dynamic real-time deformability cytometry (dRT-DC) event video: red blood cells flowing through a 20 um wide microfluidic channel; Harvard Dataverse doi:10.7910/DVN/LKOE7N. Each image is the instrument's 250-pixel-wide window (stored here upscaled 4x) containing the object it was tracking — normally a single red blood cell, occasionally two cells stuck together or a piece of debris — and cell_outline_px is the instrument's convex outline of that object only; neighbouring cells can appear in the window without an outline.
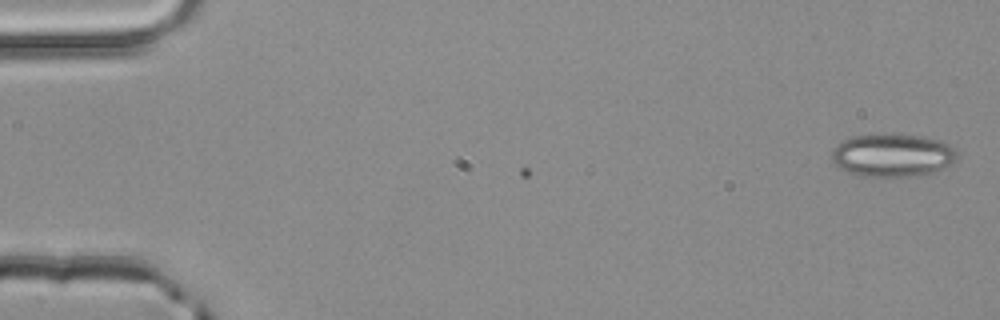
{"species": "common noctule bat (a hibernating species)", "species_latin": "Nyctalus noctula", "temperature_condition": "room temperature", "stored_images_in_passage": 3, "camera_frame_rate_fps": 3000, "um_per_image_px": 0.085, "animal": {"sex": "male", "body_mass_g": 20.4}, "frame": {"image": 1, "passage_image": 3, "time_ms": 0.667, "image_size_px": [1000, 320], "cell_outline_px": [[956, 160], [952, 164], [936, 172], [908, 176], [860, 176], [848, 172], [840, 168], [832, 160], [832, 148], [836, 144], [852, 136], [900, 132], [924, 136], [940, 140], [948, 144], [956, 152]], "centroid_in_image_um": [75.86, 13.16], "position_along_channel_um": 9.1, "area_um2": 31.91}}